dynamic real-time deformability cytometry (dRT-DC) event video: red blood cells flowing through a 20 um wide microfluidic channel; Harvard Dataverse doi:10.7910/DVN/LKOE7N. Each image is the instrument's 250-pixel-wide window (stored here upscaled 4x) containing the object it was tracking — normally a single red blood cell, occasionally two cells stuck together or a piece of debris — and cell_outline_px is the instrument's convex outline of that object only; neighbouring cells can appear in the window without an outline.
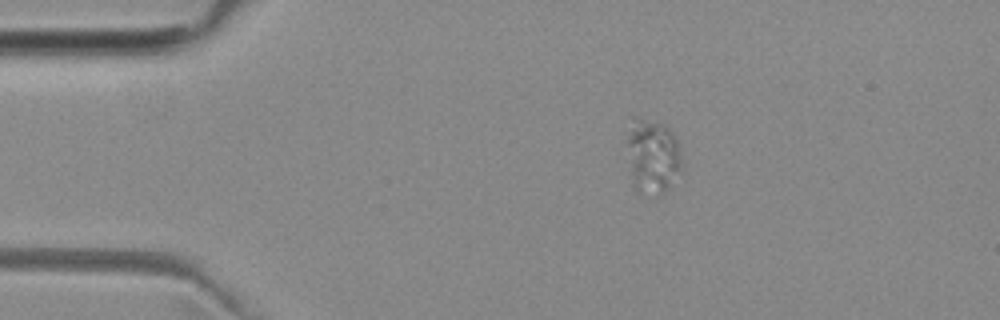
{"species": "common noctule bat (a hibernating species)", "species_latin": "Nyctalus noctula", "temperature_condition": "room temperature", "stored_images_in_passage": 36, "camera_frame_rate_fps": 3000, "um_per_image_px": 0.085, "animal": {"sex": "female", "body_mass_g": 29.2, "forearm_length_mm": 56.3}, "frame": {"image": 1, "passage_image": 1, "time_ms": 0.0, "image_size_px": [1000, 320], "cell_outline_px": [[680, 172], [668, 188], [656, 196], [636, 192], [632, 176], [628, 144], [628, 136], [632, 116], [636, 116], [664, 124], [672, 132], [676, 140], [680, 156]], "centroid_in_image_um": [55.46, 13.27], "position_along_channel_um": 29.5, "area_um2": 23.35}}
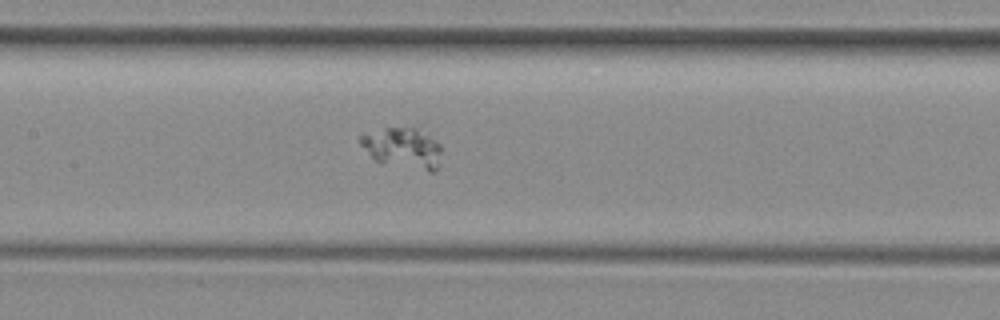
{"frame": {"image": 2, "passage_image": 16, "time_ms": 5.0, "image_size_px": [1000, 320], "cell_outline_px": [[440, 152], [436, 172], [428, 172], [380, 164], [360, 144], [360, 136], [384, 128], [420, 124], [440, 144]], "centroid_in_image_um": [34.31, 12.55], "position_along_channel_um": 173.1, "area_um2": 20.11}}
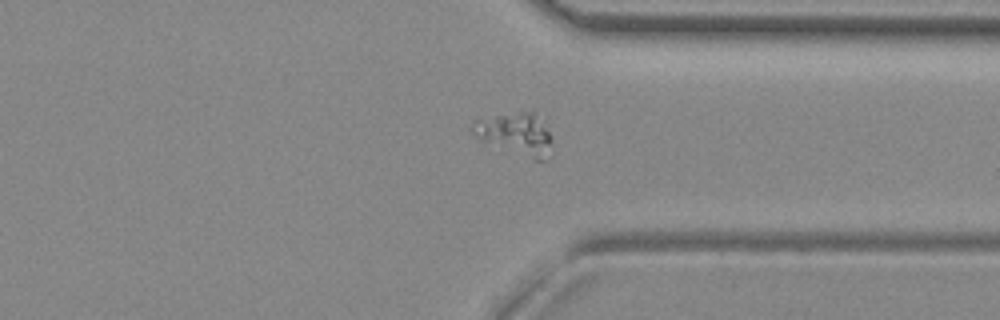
{"frame": {"image": 3, "passage_image": 31, "time_ms": 10.0, "image_size_px": [1000, 320], "cell_outline_px": [[552, 156], [548, 160], [536, 160], [480, 140], [468, 132], [472, 120], [520, 112], [536, 112], [548, 116], [552, 140]], "centroid_in_image_um": [43.94, 11.36], "position_along_channel_um": 367.5, "area_um2": 20.52}}